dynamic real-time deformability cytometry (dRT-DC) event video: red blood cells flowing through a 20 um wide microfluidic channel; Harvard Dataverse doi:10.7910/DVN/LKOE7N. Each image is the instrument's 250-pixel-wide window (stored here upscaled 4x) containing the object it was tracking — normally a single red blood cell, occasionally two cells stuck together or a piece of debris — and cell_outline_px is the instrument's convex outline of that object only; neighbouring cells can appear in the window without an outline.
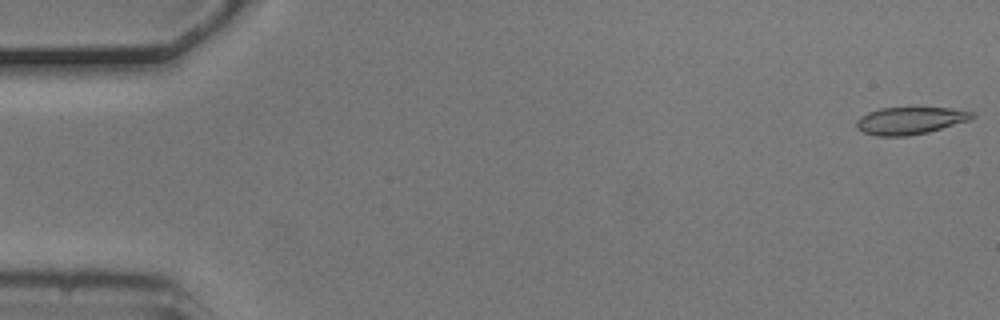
{"species": "common noctule bat (a hibernating species)", "species_latin": "Nyctalus noctula", "temperature_condition": "cold", "stored_images_in_passage": 6, "segment_of_instrument_passage": [1, 2], "camera_frame_rate_fps": 3000, "um_per_image_px": 0.085, "animal": {"sex": "male", "body_mass_g": 20.5, "forearm_length_mm": 52.5}, "frame": {"image": 1, "passage_image": 1, "time_ms": 0.0, "image_size_px": [1000, 320], "cell_outline_px": [[976, 116], [968, 120], [928, 132], [908, 136], [876, 136], [864, 132], [856, 128], [856, 120], [860, 116], [868, 112], [880, 108], [952, 108], [976, 112]], "centroid_in_image_um": [77.34, 10.25], "position_along_channel_um": 7.7, "area_um2": 18.38}}
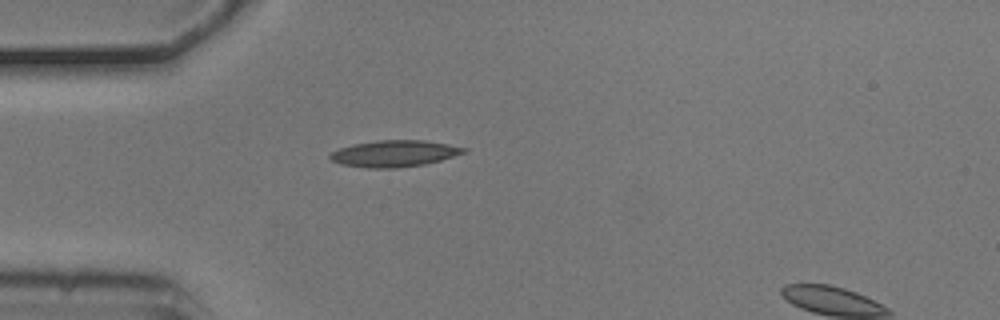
{"frame": {"image": 2, "passage_image": 5, "time_ms": 1.333, "image_size_px": [1000, 320], "cell_outline_px": [[468, 152], [440, 160], [424, 164], [396, 168], [368, 168], [340, 164], [332, 160], [328, 156], [332, 152], [340, 148], [352, 144], [376, 140], [424, 140], [448, 144], [468, 148]], "centroid_in_image_um": [33.53, 13.04], "position_along_channel_um": 51.5, "area_um2": 20.69}}